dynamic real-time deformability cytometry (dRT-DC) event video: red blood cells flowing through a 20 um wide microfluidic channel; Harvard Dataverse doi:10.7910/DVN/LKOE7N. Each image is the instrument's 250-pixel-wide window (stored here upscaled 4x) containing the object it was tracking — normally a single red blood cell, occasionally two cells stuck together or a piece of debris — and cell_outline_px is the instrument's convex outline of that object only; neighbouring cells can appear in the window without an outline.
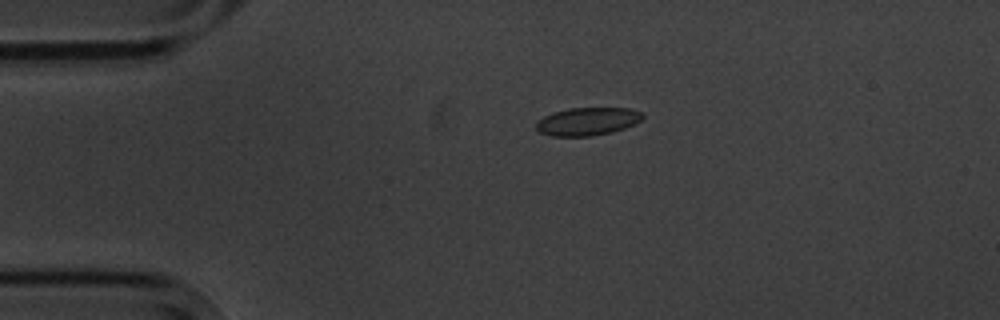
{"species": "common noctule bat (a hibernating species)", "species_latin": "Nyctalus noctula", "temperature_condition": "cold", "stored_images_in_passage": 3, "camera_frame_rate_fps": 3000, "um_per_image_px": 0.085, "animal": {"sex": "male", "body_mass_g": 20.1, "forearm_length_mm": 53.5}, "frame": {"image": 1, "passage_image": 2, "time_ms": 1.0, "image_size_px": [1000, 320], "cell_outline_px": [[644, 116], [640, 120], [624, 128], [612, 132], [592, 136], [552, 136], [540, 132], [536, 128], [536, 120], [552, 112], [568, 108], [632, 108], [640, 112]], "centroid_in_image_um": [49.89, 10.31], "position_along_channel_um": 35.1, "area_um2": 17.34}}